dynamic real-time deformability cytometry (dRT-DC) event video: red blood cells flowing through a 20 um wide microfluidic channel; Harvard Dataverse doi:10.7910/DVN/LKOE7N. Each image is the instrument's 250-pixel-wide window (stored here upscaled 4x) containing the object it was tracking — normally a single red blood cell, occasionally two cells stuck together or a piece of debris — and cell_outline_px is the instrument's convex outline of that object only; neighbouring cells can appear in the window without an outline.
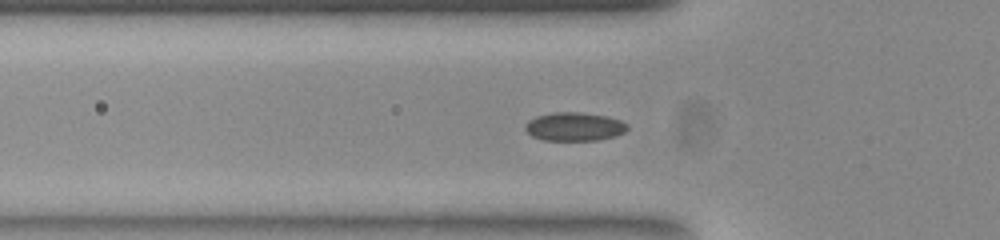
{"species": "common noctule bat (a hibernating species)", "species_latin": "Nyctalus noctula", "temperature_condition": "room temperature", "stored_images_in_passage": 41, "camera_frame_rate_fps": 3000, "um_per_image_px": 0.085, "animal": {"sex": "female", "body_mass_g": 23.0, "forearm_length_mm": 53.4}, "frame": {"image": 1, "passage_image": 5, "time_ms": 1.333, "image_size_px": [1000, 240], "cell_outline_px": [[628, 128], [624, 132], [616, 136], [596, 140], [544, 140], [532, 136], [524, 128], [524, 124], [528, 120], [536, 116], [556, 112], [576, 112], [604, 116], [620, 120], [628, 124]], "centroid_in_image_um": [48.8, 10.77], "position_along_channel_um": 77.0, "area_um2": 16.88}}
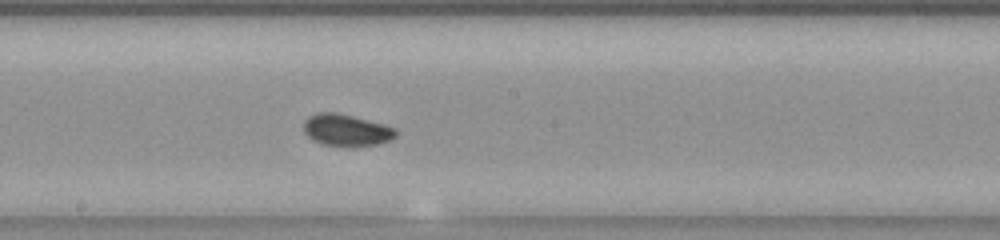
{"frame": {"image": 2, "passage_image": 16, "time_ms": 5.0, "image_size_px": [1000, 240], "cell_outline_px": [[396, 136], [380, 144], [348, 148], [320, 144], [312, 140], [304, 132], [304, 120], [308, 116], [320, 112], [336, 112], [384, 124], [396, 128]], "centroid_in_image_um": [29.42, 11.09], "position_along_channel_um": 218.8, "area_um2": 17.46}}
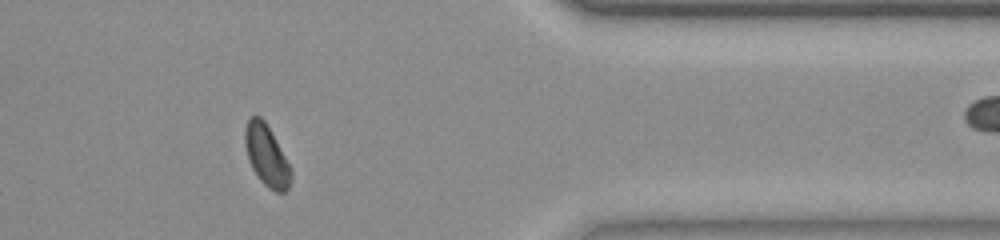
{"frame": {"image": 3, "passage_image": 31, "time_ms": 10.0, "image_size_px": [1000, 240], "cell_outline_px": [[292, 176], [288, 188], [284, 192], [276, 192], [268, 188], [260, 180], [252, 168], [248, 160], [244, 144], [244, 132], [248, 120], [252, 116], [260, 116], [264, 120], [292, 168]], "centroid_in_image_um": [22.66, 13.24], "position_along_channel_um": 388.7, "area_um2": 16.36}, "authors_computed_cell_mechanics": {"area_um2": 16.5308, "velocity_mm_per_s": 3.8557, "shape_relaxation_time_tau1_ms": 3.366, "shape_relaxation_time_tau2_ms": 2.1747, "deformation_change_tau1": 0.1023, "deformation_change_tau2": 0.0484}}